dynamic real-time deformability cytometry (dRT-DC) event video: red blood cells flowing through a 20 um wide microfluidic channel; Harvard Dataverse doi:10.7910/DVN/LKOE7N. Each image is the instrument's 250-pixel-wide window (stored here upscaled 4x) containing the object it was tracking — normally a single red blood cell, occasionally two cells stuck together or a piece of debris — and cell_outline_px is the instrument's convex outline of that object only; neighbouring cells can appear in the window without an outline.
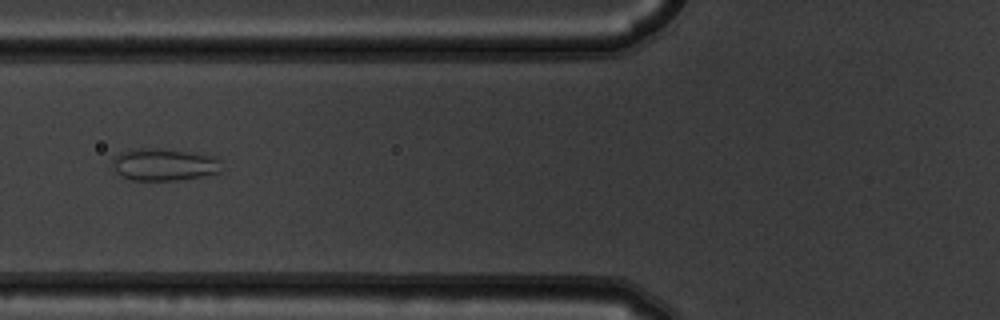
{"species": "common noctule bat (a hibernating species)", "species_latin": "Nyctalus noctula", "temperature_condition": "warm", "stored_images_in_passage": 9, "camera_frame_rate_fps": 3000, "um_per_image_px": 0.085, "animal": {"sex": "male", "body_mass_g": 19.5, "forearm_length_mm": 54.6}, "frame": {"image": 1, "passage_image": 6, "time_ms": 1.667, "image_size_px": [1000, 320], "cell_outline_px": [[220, 172], [200, 176], [176, 180], [132, 180], [116, 172], [112, 168], [112, 156], [136, 148], [160, 148], [192, 152], [212, 156], [216, 160]], "centroid_in_image_um": [13.85, 13.97], "position_along_channel_um": 111.9, "area_um2": 20.17}}
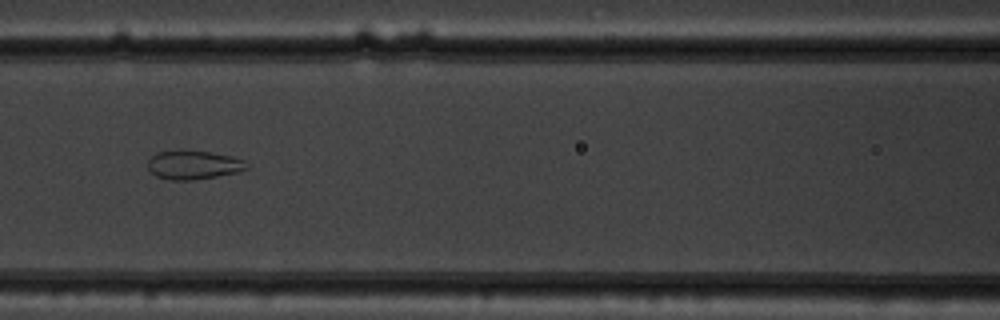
{"frame": {"image": 2, "passage_image": 7, "time_ms": 2.0, "image_size_px": [1000, 320], "cell_outline_px": [[248, 168], [236, 172], [216, 176], [192, 180], [168, 180], [156, 176], [148, 168], [148, 160], [156, 152], [180, 148], [208, 152], [232, 156], [244, 160]], "centroid_in_image_um": [16.39, 13.99], "position_along_channel_um": 150.2, "area_um2": 16.82}}
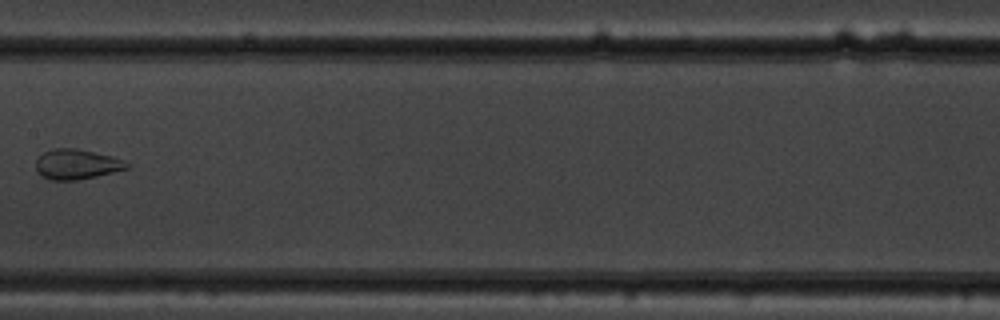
{"frame": {"image": 3, "passage_image": 8, "time_ms": 2.333, "image_size_px": [1000, 320], "cell_outline_px": [[132, 164], [128, 168], [96, 176], [76, 180], [48, 180], [40, 176], [36, 172], [36, 160], [44, 152], [52, 148], [76, 148], [112, 156], [124, 160]], "centroid_in_image_um": [6.5, 13.96], "position_along_channel_um": 200.9, "area_um2": 16.07}}